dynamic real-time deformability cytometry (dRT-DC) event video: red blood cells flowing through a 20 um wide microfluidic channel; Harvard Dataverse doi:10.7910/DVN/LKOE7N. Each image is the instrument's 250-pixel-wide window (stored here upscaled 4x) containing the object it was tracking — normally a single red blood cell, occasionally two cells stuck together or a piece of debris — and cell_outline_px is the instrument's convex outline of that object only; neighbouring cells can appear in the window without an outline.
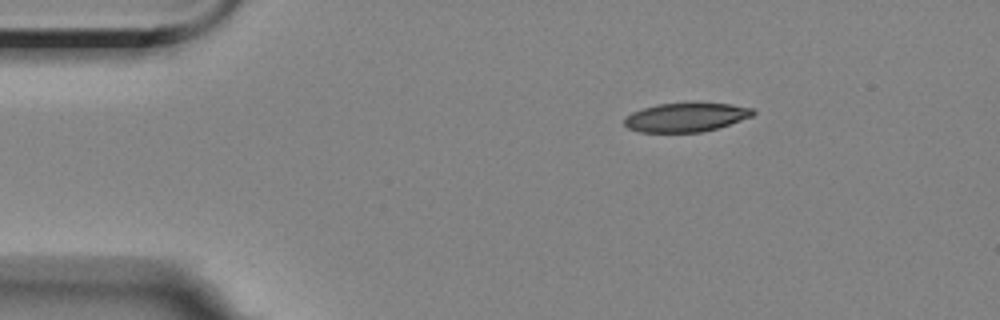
{"species": "Egyptian fruit bat (a non-hibernating species)", "species_latin": "Rousettus aegyptiacus", "temperature_condition": "room temperature", "stored_images_in_passage": 2, "camera_frame_rate_fps": 3000, "um_per_image_px": 0.085, "animal": {"sex": "female"}, "frame": {"image": 1, "passage_image": 1, "time_ms": 0.0, "image_size_px": [1000, 320], "cell_outline_px": [[756, 112], [752, 116], [716, 128], [700, 132], [640, 132], [628, 128], [624, 124], [624, 120], [632, 112], [644, 108], [660, 104], [732, 104], [752, 108]], "centroid_in_image_um": [58.3, 9.98], "position_along_channel_um": 26.7, "area_um2": 21.1}}